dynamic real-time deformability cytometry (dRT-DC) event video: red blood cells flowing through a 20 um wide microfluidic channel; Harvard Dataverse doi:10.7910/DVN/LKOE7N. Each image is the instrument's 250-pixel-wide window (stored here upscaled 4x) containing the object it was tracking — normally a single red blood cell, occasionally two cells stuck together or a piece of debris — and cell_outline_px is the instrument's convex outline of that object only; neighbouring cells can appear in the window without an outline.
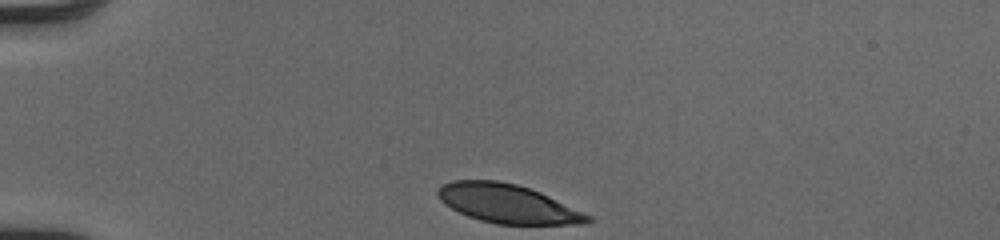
{"species": "human", "species_latin": "Homo sapiens", "temperature_condition": "cold", "stored_images_in_passage": 32, "camera_frame_rate_fps": 3000, "um_per_image_px": 0.085, "donor": {"sex": "male"}, "frame": {"image": 1, "passage_image": 1, "time_ms": 0.0, "image_size_px": [1000, 240], "cell_outline_px": [[596, 220], [588, 224], [496, 224], [480, 220], [468, 216], [444, 204], [436, 196], [436, 188], [440, 184], [452, 180], [496, 180], [516, 184], [540, 192], [592, 216]], "centroid_in_image_um": [43.13, 17.31], "position_along_channel_um": 41.9, "area_um2": 34.04}}
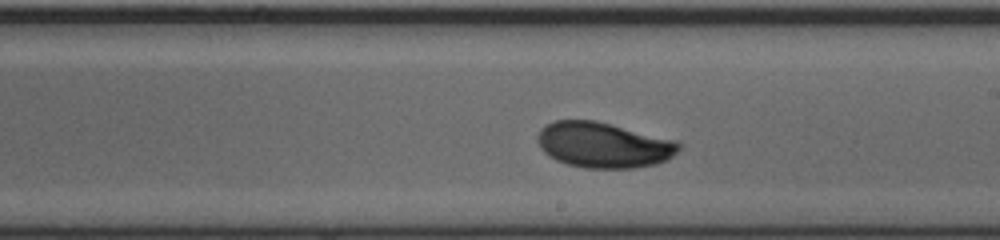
{"frame": {"image": 2, "passage_image": 19, "time_ms": 6.0, "image_size_px": [1000, 240], "cell_outline_px": [[680, 148], [668, 160], [656, 164], [636, 168], [584, 168], [568, 164], [556, 160], [548, 156], [540, 148], [536, 140], [536, 136], [540, 128], [556, 120], [596, 120], [680, 140]], "centroid_in_image_um": [51.32, 12.32], "position_along_channel_um": 237.7, "area_um2": 38.09}}
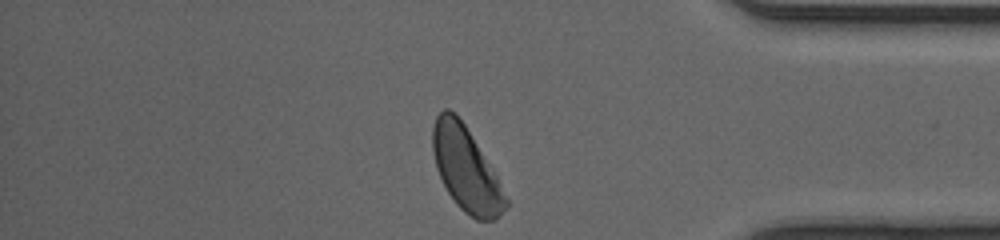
{"frame": {"image": 3, "passage_image": 32, "time_ms": 10.333, "image_size_px": [1000, 240], "cell_outline_px": [[508, 208], [496, 220], [476, 220], [464, 212], [456, 204], [448, 192], [436, 168], [432, 152], [432, 128], [436, 116], [444, 108], [448, 108], [456, 112], [464, 124], [496, 176], [508, 200]], "centroid_in_image_um": [39.59, 14.38], "position_along_channel_um": 395.6, "area_um2": 35.49}, "authors_computed_cell_mechanics": {"area_um2": 36.7608, "velocity_mm_per_s": 4.0644, "shape_relaxation_time_tau1_ms": 2.0009, "shape_relaxation_time_tau2_ms": null, "deformation_change_tau1": 0.1242, "deformation_change_tau2": null}}